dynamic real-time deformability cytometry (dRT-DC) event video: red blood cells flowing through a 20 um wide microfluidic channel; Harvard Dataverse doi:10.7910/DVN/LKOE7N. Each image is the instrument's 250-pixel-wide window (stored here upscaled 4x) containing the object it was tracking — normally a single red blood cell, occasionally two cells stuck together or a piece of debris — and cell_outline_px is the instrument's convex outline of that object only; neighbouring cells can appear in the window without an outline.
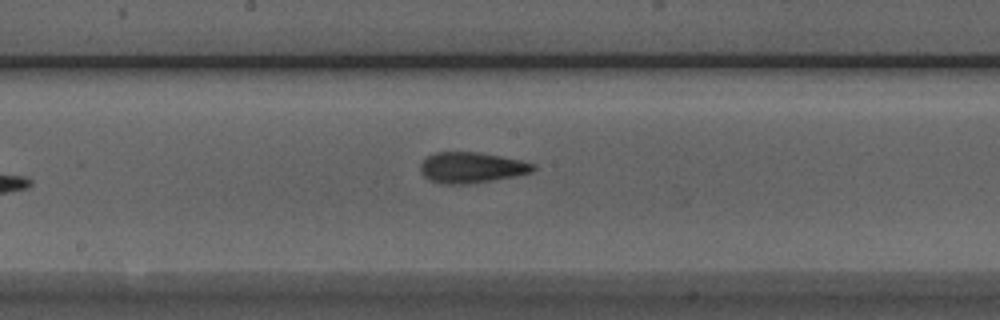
{"species": "Egyptian fruit bat (a non-hibernating species)", "species_latin": "Rousettus aegyptiacus", "temperature_condition": "room temperature", "stored_images_in_passage": 6, "camera_frame_rate_fps": 3000, "um_per_image_px": 0.085, "animal": {"sex": "male"}, "frame": {"image": 1, "passage_image": 6, "time_ms": 6.0, "image_size_px": [1000, 320], "cell_outline_px": [[536, 168], [532, 172], [492, 180], [464, 184], [444, 184], [428, 180], [420, 172], [420, 164], [428, 156], [436, 152], [480, 152], [520, 160], [536, 164]], "centroid_in_image_um": [40.05, 14.24], "position_along_channel_um": 208.1, "area_um2": 20.11}}